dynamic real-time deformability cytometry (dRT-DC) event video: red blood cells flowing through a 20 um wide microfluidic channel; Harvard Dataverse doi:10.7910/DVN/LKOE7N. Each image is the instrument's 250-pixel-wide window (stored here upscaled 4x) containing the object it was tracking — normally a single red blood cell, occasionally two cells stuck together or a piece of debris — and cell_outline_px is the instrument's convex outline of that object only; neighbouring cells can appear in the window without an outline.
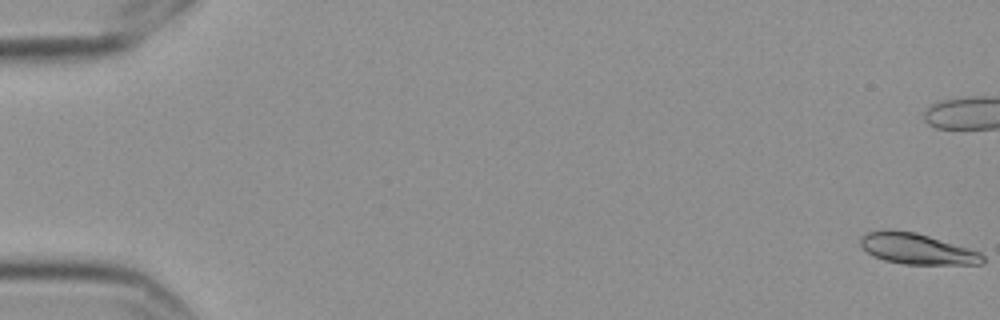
{"species": "Egyptian fruit bat (a non-hibernating species)", "species_latin": "Rousettus aegyptiacus", "temperature_condition": "cold", "stored_images_in_passage": 8, "camera_frame_rate_fps": 3000, "um_per_image_px": 0.085, "frame": {"image": 1, "passage_image": 1, "time_ms": 0.0, "image_size_px": [1000, 320], "cell_outline_px": [[984, 260], [980, 264], [904, 264], [884, 260], [872, 256], [860, 248], [860, 236], [868, 232], [880, 228], [888, 228], [916, 232], [968, 248], [980, 252], [984, 256]], "centroid_in_image_um": [77.84, 21.12], "position_along_channel_um": 7.2, "area_um2": 22.25}}
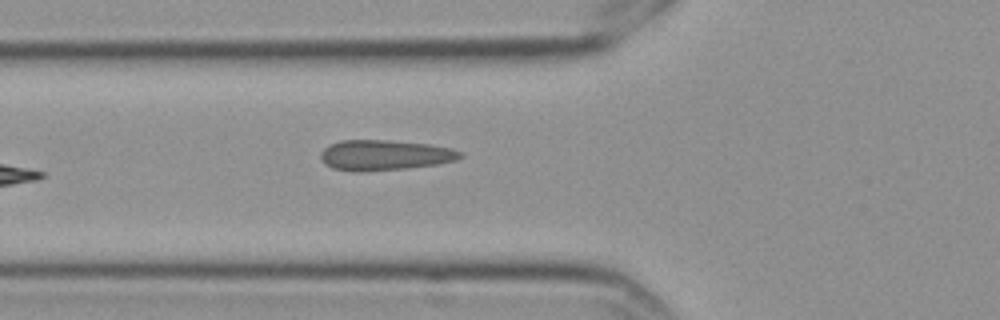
{"frame": {"image": 2, "passage_image": 8, "time_ms": 2.333, "image_size_px": [1000, 320], "cell_outline_px": [[464, 156], [456, 160], [436, 164], [404, 168], [360, 172], [356, 172], [332, 168], [324, 164], [320, 160], [320, 152], [328, 144], [340, 140], [388, 140], [428, 144], [452, 148], [464, 152]], "centroid_in_image_um": [32.66, 13.18], "position_along_channel_um": 93.1, "area_um2": 24.91}}